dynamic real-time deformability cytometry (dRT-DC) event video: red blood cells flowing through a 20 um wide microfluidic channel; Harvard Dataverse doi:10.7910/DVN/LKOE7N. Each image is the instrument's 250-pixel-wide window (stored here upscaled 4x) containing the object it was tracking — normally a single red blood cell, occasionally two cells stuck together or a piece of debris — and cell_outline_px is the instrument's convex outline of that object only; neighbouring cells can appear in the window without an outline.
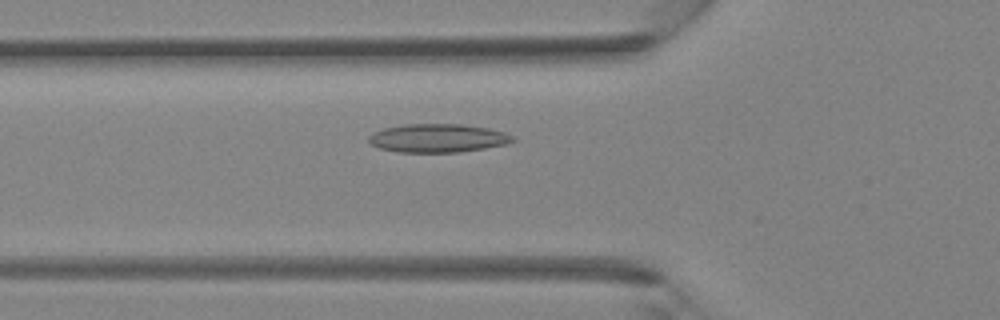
{"species": "Egyptian fruit bat (a non-hibernating species)", "species_latin": "Rousettus aegyptiacus", "temperature_condition": "room temperature", "stored_images_in_passage": 8, "camera_frame_rate_fps": 3000, "um_per_image_px": 0.085, "animal": {"sex": "female"}, "frame": {"image": 1, "passage_image": 3, "time_ms": 0.667, "image_size_px": [1000, 320], "cell_outline_px": [[516, 140], [508, 144], [460, 152], [400, 152], [380, 148], [372, 144], [368, 140], [368, 136], [372, 132], [384, 128], [404, 124], [460, 124], [488, 128], [504, 132], [512, 136]], "centroid_in_image_um": [37.21, 11.74], "position_along_channel_um": 88.6, "area_um2": 23.87}}
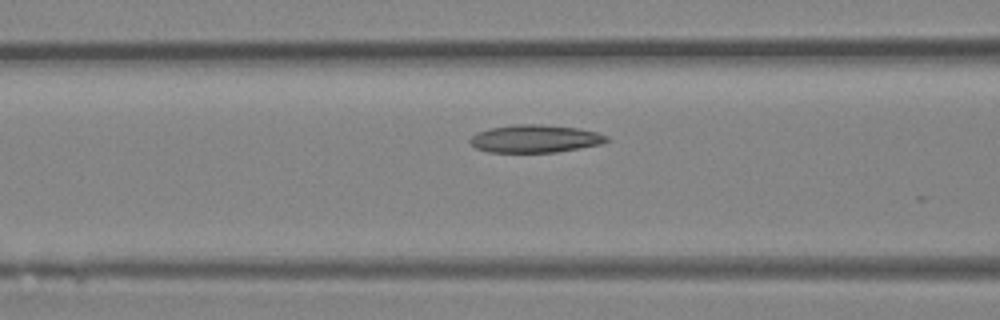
{"frame": {"image": 2, "passage_image": 5, "time_ms": 1.333, "image_size_px": [1000, 320], "cell_outline_px": [[608, 140], [600, 144], [580, 148], [556, 152], [488, 152], [476, 148], [468, 140], [476, 132], [488, 128], [516, 124], [540, 124], [580, 128], [596, 132], [608, 136]], "centroid_in_image_um": [45.46, 11.78], "position_along_channel_um": 121.1, "area_um2": 22.14}}
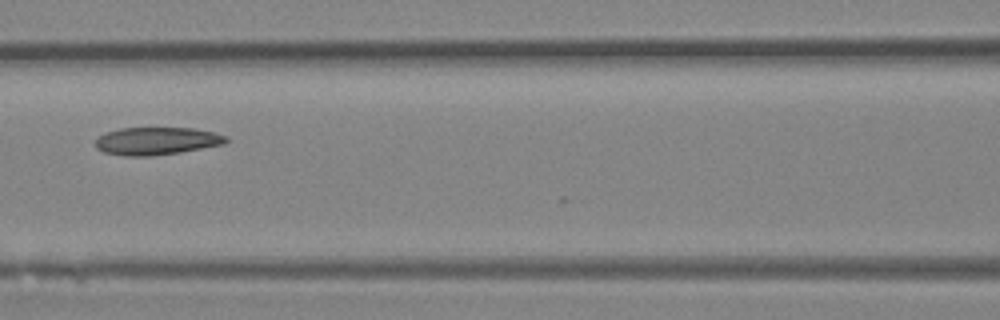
{"frame": {"image": 3, "passage_image": 7, "time_ms": 2.0, "image_size_px": [1000, 320], "cell_outline_px": [[228, 140], [224, 144], [180, 152], [152, 156], [124, 156], [104, 152], [96, 148], [96, 140], [104, 132], [120, 128], [196, 128], [228, 136]], "centroid_in_image_um": [13.31, 11.98], "position_along_channel_um": 153.3, "area_um2": 21.1}}